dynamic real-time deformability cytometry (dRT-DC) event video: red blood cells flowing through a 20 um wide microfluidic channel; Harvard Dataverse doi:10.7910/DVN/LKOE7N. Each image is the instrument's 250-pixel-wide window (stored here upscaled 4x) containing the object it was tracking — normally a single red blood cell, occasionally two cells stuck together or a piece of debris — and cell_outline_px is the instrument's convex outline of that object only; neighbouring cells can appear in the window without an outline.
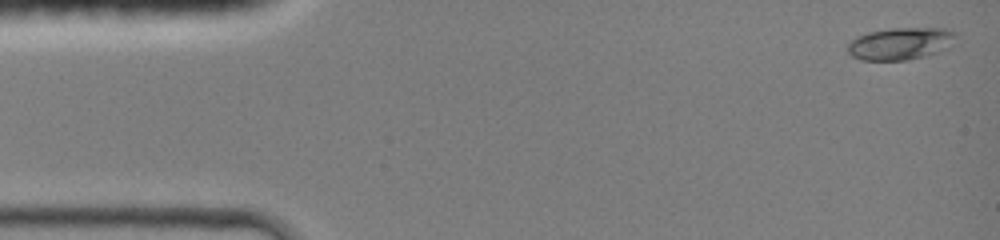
{"species": "common noctule bat (a hibernating species)", "species_latin": "Nyctalus noctula", "temperature_condition": "room temperature", "stored_images_in_passage": 42, "camera_frame_rate_fps": 3000, "um_per_image_px": 0.085, "animal": {"sex": "female", "body_mass_g": 19.0, "forearm_length_mm": 51.5}, "frame": {"image": 1, "passage_image": 1, "time_ms": 0.0, "image_size_px": [1000, 240], "cell_outline_px": [[960, 36], [948, 48], [924, 56], [908, 60], [860, 60], [852, 56], [848, 52], [848, 44], [856, 36], [868, 32], [892, 28], [948, 28], [960, 32]], "centroid_in_image_um": [76.61, 3.69], "position_along_channel_um": 8.4, "area_um2": 20.69}}
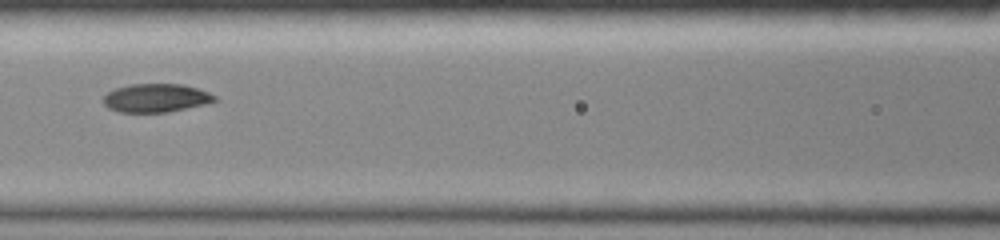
{"frame": {"image": 2, "passage_image": 19, "time_ms": 6.0, "image_size_px": [1000, 240], "cell_outline_px": [[216, 100], [204, 104], [168, 112], [120, 112], [108, 108], [104, 104], [104, 96], [108, 92], [116, 88], [132, 84], [184, 84], [208, 92], [216, 96]], "centroid_in_image_um": [13.25, 8.32], "position_along_channel_um": 153.4, "area_um2": 18.26}}
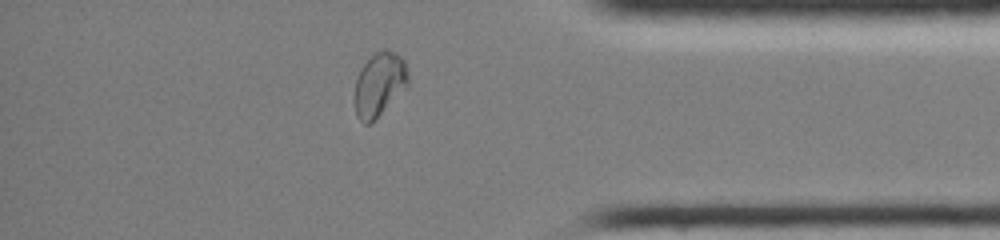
{"frame": {"image": 3, "passage_image": 37, "time_ms": 12.0, "image_size_px": [1000, 240], "cell_outline_px": [[408, 88], [372, 124], [364, 124], [356, 116], [356, 80], [360, 68], [376, 52], [384, 48], [396, 52], [404, 60], [408, 68]], "centroid_in_image_um": [32.3, 7.19], "position_along_channel_um": 402.9, "area_um2": 20.29}, "authors_computed_cell_mechanics": {"area_um2": 18.8139, "velocity_mm_per_s": 4.3339, "shape_relaxation_time_tau1_ms": null, "shape_relaxation_time_tau2_ms": 2.3333, "deformation_change_tau1": null, "deformation_change_tau2": 0.0437}}